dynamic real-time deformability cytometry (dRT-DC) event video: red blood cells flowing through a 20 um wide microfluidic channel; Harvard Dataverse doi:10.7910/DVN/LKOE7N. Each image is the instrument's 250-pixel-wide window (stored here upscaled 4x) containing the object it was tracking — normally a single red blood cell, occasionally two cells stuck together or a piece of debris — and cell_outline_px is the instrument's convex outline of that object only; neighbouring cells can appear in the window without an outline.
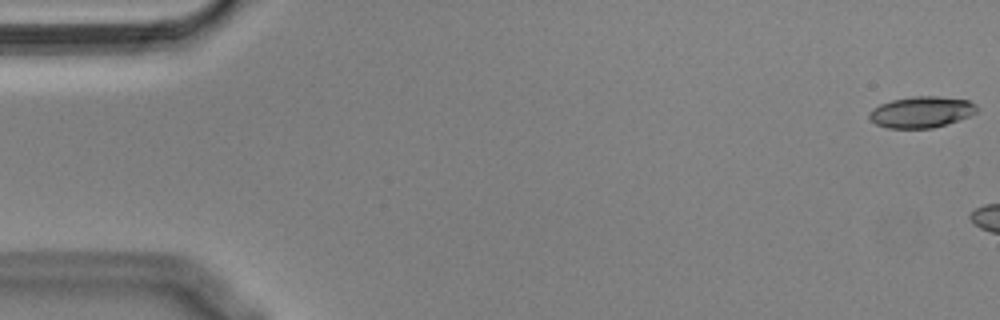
{"species": "Egyptian fruit bat (a non-hibernating species)", "species_latin": "Rousettus aegyptiacus", "temperature_condition": "cold", "stored_images_in_passage": 6, "camera_frame_rate_fps": 3000, "um_per_image_px": 0.085, "animal": {"sex": "male"}, "frame": {"image": 1, "passage_image": 1, "time_ms": 0.0, "image_size_px": [1000, 320], "cell_outline_px": [[980, 108], [976, 112], [968, 116], [932, 128], [888, 128], [876, 124], [868, 116], [868, 112], [872, 108], [880, 104], [892, 100], [912, 96], [936, 96], [968, 100], [976, 104]], "centroid_in_image_um": [78.3, 9.51], "position_along_channel_um": 6.7, "area_um2": 19.48}}